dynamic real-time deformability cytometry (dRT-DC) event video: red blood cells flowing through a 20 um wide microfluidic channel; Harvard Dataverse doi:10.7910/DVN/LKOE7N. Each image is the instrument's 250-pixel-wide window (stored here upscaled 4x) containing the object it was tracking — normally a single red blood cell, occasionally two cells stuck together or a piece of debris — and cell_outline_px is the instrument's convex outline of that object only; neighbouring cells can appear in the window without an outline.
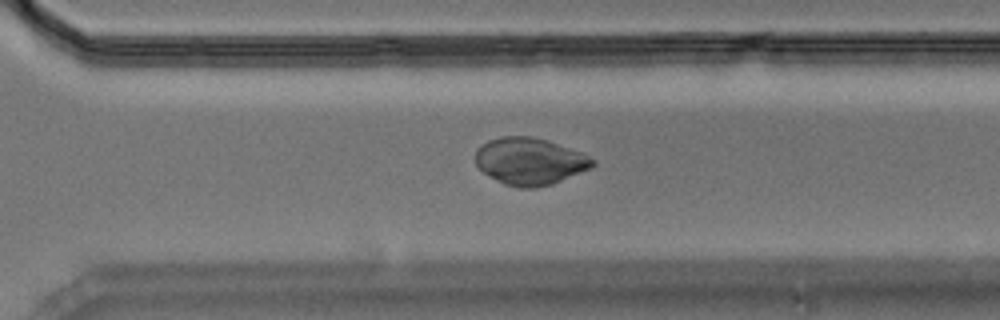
{"species": "Egyptian fruit bat (a non-hibernating species)", "species_latin": "Rousettus aegyptiacus", "temperature_condition": "warm", "stored_images_in_passage": 30, "camera_frame_rate_fps": 3000, "um_per_image_px": 0.085, "animal": {"sex": "male"}, "frame": {"image": 1, "passage_image": 26, "time_ms": 8.333, "image_size_px": [1000, 320], "cell_outline_px": [[596, 164], [592, 168], [552, 184], [536, 188], [520, 188], [504, 184], [496, 180], [484, 172], [476, 164], [476, 148], [480, 144], [488, 140], [500, 136], [532, 136], [548, 140], [580, 152], [596, 160]], "centroid_in_image_um": [45.03, 13.7], "position_along_channel_um": 325.6, "area_um2": 32.31}}